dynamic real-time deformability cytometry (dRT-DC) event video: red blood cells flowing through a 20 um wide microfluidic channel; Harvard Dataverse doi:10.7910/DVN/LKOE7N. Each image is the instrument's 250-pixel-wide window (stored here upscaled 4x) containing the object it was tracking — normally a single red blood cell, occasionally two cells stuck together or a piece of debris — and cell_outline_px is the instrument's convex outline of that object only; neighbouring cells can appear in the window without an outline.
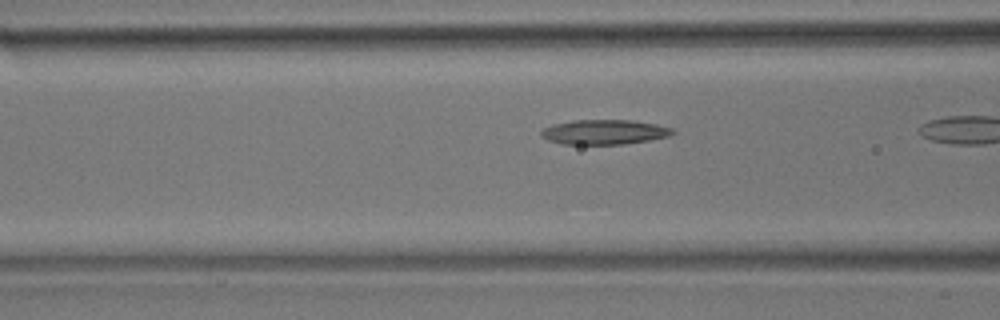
{"species": "common noctule bat (a hibernating species)", "species_latin": "Nyctalus noctula", "temperature_condition": "room temperature", "stored_images_in_passage": 17, "camera_frame_rate_fps": 3000, "um_per_image_px": 0.085, "animal": {"sex": "male", "body_mass_g": 17.9}, "frame": {"image": 1, "passage_image": 15, "time_ms": 4.667, "image_size_px": [1000, 320], "cell_outline_px": [[676, 132], [668, 136], [648, 140], [624, 144], [564, 144], [548, 140], [540, 136], [540, 132], [544, 128], [552, 124], [572, 120], [632, 120], [656, 124], [672, 128]], "centroid_in_image_um": [51.34, 11.22], "position_along_channel_um": 115.3, "area_um2": 18.96}}